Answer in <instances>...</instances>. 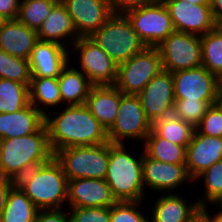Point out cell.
Segmentation results:
<instances>
[{"label":"cell","instance_id":"cell-1","mask_svg":"<svg viewBox=\"0 0 222 222\" xmlns=\"http://www.w3.org/2000/svg\"><path fill=\"white\" fill-rule=\"evenodd\" d=\"M53 117L45 115L49 145L56 150L73 146H95L107 143V130L84 105L65 106Z\"/></svg>","mask_w":222,"mask_h":222},{"label":"cell","instance_id":"cell-2","mask_svg":"<svg viewBox=\"0 0 222 222\" xmlns=\"http://www.w3.org/2000/svg\"><path fill=\"white\" fill-rule=\"evenodd\" d=\"M54 153L45 124L35 133L0 140V176L17 181L34 167L48 162Z\"/></svg>","mask_w":222,"mask_h":222},{"label":"cell","instance_id":"cell-3","mask_svg":"<svg viewBox=\"0 0 222 222\" xmlns=\"http://www.w3.org/2000/svg\"><path fill=\"white\" fill-rule=\"evenodd\" d=\"M15 183L39 210L60 209L67 205L68 179L54 156L28 171Z\"/></svg>","mask_w":222,"mask_h":222},{"label":"cell","instance_id":"cell-4","mask_svg":"<svg viewBox=\"0 0 222 222\" xmlns=\"http://www.w3.org/2000/svg\"><path fill=\"white\" fill-rule=\"evenodd\" d=\"M126 144L109 142V160L105 181L117 202L143 201L146 197L143 183V152L134 155ZM136 156V157H135Z\"/></svg>","mask_w":222,"mask_h":222},{"label":"cell","instance_id":"cell-5","mask_svg":"<svg viewBox=\"0 0 222 222\" xmlns=\"http://www.w3.org/2000/svg\"><path fill=\"white\" fill-rule=\"evenodd\" d=\"M89 38L118 66L146 47L125 14L114 13Z\"/></svg>","mask_w":222,"mask_h":222},{"label":"cell","instance_id":"cell-6","mask_svg":"<svg viewBox=\"0 0 222 222\" xmlns=\"http://www.w3.org/2000/svg\"><path fill=\"white\" fill-rule=\"evenodd\" d=\"M68 180L77 178L105 179L109 142L95 146H73L54 152Z\"/></svg>","mask_w":222,"mask_h":222},{"label":"cell","instance_id":"cell-7","mask_svg":"<svg viewBox=\"0 0 222 222\" xmlns=\"http://www.w3.org/2000/svg\"><path fill=\"white\" fill-rule=\"evenodd\" d=\"M151 126L139 96L121 92L118 114L113 125L107 130L108 141L113 144H125L128 139L145 142L151 132Z\"/></svg>","mask_w":222,"mask_h":222},{"label":"cell","instance_id":"cell-8","mask_svg":"<svg viewBox=\"0 0 222 222\" xmlns=\"http://www.w3.org/2000/svg\"><path fill=\"white\" fill-rule=\"evenodd\" d=\"M161 70L163 68L158 48L145 47L118 66L114 85L123 94L138 95Z\"/></svg>","mask_w":222,"mask_h":222},{"label":"cell","instance_id":"cell-9","mask_svg":"<svg viewBox=\"0 0 222 222\" xmlns=\"http://www.w3.org/2000/svg\"><path fill=\"white\" fill-rule=\"evenodd\" d=\"M125 15L146 47L159 46L175 31L170 12L163 0L130 10Z\"/></svg>","mask_w":222,"mask_h":222},{"label":"cell","instance_id":"cell-10","mask_svg":"<svg viewBox=\"0 0 222 222\" xmlns=\"http://www.w3.org/2000/svg\"><path fill=\"white\" fill-rule=\"evenodd\" d=\"M157 48L163 70L174 73L202 65L199 35L174 31Z\"/></svg>","mask_w":222,"mask_h":222},{"label":"cell","instance_id":"cell-11","mask_svg":"<svg viewBox=\"0 0 222 222\" xmlns=\"http://www.w3.org/2000/svg\"><path fill=\"white\" fill-rule=\"evenodd\" d=\"M71 48L79 55L78 69L94 86L115 84L118 65L91 38L79 37Z\"/></svg>","mask_w":222,"mask_h":222},{"label":"cell","instance_id":"cell-12","mask_svg":"<svg viewBox=\"0 0 222 222\" xmlns=\"http://www.w3.org/2000/svg\"><path fill=\"white\" fill-rule=\"evenodd\" d=\"M175 99L217 101L222 81L203 65L172 73Z\"/></svg>","mask_w":222,"mask_h":222},{"label":"cell","instance_id":"cell-13","mask_svg":"<svg viewBox=\"0 0 222 222\" xmlns=\"http://www.w3.org/2000/svg\"><path fill=\"white\" fill-rule=\"evenodd\" d=\"M147 119L153 123L172 115L175 106L172 73L161 70L138 94Z\"/></svg>","mask_w":222,"mask_h":222},{"label":"cell","instance_id":"cell-14","mask_svg":"<svg viewBox=\"0 0 222 222\" xmlns=\"http://www.w3.org/2000/svg\"><path fill=\"white\" fill-rule=\"evenodd\" d=\"M163 2L170 12L175 31L201 36L218 26L209 4H192L182 0Z\"/></svg>","mask_w":222,"mask_h":222},{"label":"cell","instance_id":"cell-15","mask_svg":"<svg viewBox=\"0 0 222 222\" xmlns=\"http://www.w3.org/2000/svg\"><path fill=\"white\" fill-rule=\"evenodd\" d=\"M143 183L145 189L155 192L172 193L185 182H194L186 164H171L150 158L143 149ZM147 186V187H146Z\"/></svg>","mask_w":222,"mask_h":222},{"label":"cell","instance_id":"cell-16","mask_svg":"<svg viewBox=\"0 0 222 222\" xmlns=\"http://www.w3.org/2000/svg\"><path fill=\"white\" fill-rule=\"evenodd\" d=\"M79 37H90L114 14L108 0H61Z\"/></svg>","mask_w":222,"mask_h":222},{"label":"cell","instance_id":"cell-17","mask_svg":"<svg viewBox=\"0 0 222 222\" xmlns=\"http://www.w3.org/2000/svg\"><path fill=\"white\" fill-rule=\"evenodd\" d=\"M116 202L105 179L68 180L67 206L69 207H111Z\"/></svg>","mask_w":222,"mask_h":222},{"label":"cell","instance_id":"cell-18","mask_svg":"<svg viewBox=\"0 0 222 222\" xmlns=\"http://www.w3.org/2000/svg\"><path fill=\"white\" fill-rule=\"evenodd\" d=\"M222 160V137L201 134L196 128L186 148V167L190 177H196Z\"/></svg>","mask_w":222,"mask_h":222},{"label":"cell","instance_id":"cell-19","mask_svg":"<svg viewBox=\"0 0 222 222\" xmlns=\"http://www.w3.org/2000/svg\"><path fill=\"white\" fill-rule=\"evenodd\" d=\"M68 50L56 42L39 40L29 58L32 77H58L71 60Z\"/></svg>","mask_w":222,"mask_h":222},{"label":"cell","instance_id":"cell-20","mask_svg":"<svg viewBox=\"0 0 222 222\" xmlns=\"http://www.w3.org/2000/svg\"><path fill=\"white\" fill-rule=\"evenodd\" d=\"M154 199L149 222H192L200 213L198 201L188 203L180 193H163Z\"/></svg>","mask_w":222,"mask_h":222},{"label":"cell","instance_id":"cell-21","mask_svg":"<svg viewBox=\"0 0 222 222\" xmlns=\"http://www.w3.org/2000/svg\"><path fill=\"white\" fill-rule=\"evenodd\" d=\"M38 41L37 31L17 19L0 23V49L12 56L29 60Z\"/></svg>","mask_w":222,"mask_h":222},{"label":"cell","instance_id":"cell-22","mask_svg":"<svg viewBox=\"0 0 222 222\" xmlns=\"http://www.w3.org/2000/svg\"><path fill=\"white\" fill-rule=\"evenodd\" d=\"M37 34L40 41L56 42L64 47L68 44V47H71L79 38L73 21L61 0L53 7Z\"/></svg>","mask_w":222,"mask_h":222},{"label":"cell","instance_id":"cell-23","mask_svg":"<svg viewBox=\"0 0 222 222\" xmlns=\"http://www.w3.org/2000/svg\"><path fill=\"white\" fill-rule=\"evenodd\" d=\"M44 124L45 115L31 103L17 112L0 113V140L35 133Z\"/></svg>","mask_w":222,"mask_h":222},{"label":"cell","instance_id":"cell-24","mask_svg":"<svg viewBox=\"0 0 222 222\" xmlns=\"http://www.w3.org/2000/svg\"><path fill=\"white\" fill-rule=\"evenodd\" d=\"M121 101V91L115 85L93 86L85 105L108 130L114 123Z\"/></svg>","mask_w":222,"mask_h":222},{"label":"cell","instance_id":"cell-25","mask_svg":"<svg viewBox=\"0 0 222 222\" xmlns=\"http://www.w3.org/2000/svg\"><path fill=\"white\" fill-rule=\"evenodd\" d=\"M62 106L84 105L90 90L94 86L78 68L70 62L58 76Z\"/></svg>","mask_w":222,"mask_h":222},{"label":"cell","instance_id":"cell-26","mask_svg":"<svg viewBox=\"0 0 222 222\" xmlns=\"http://www.w3.org/2000/svg\"><path fill=\"white\" fill-rule=\"evenodd\" d=\"M29 103L43 115L48 109L62 106L58 77H31Z\"/></svg>","mask_w":222,"mask_h":222},{"label":"cell","instance_id":"cell-27","mask_svg":"<svg viewBox=\"0 0 222 222\" xmlns=\"http://www.w3.org/2000/svg\"><path fill=\"white\" fill-rule=\"evenodd\" d=\"M39 209L15 183L9 190L0 222H35Z\"/></svg>","mask_w":222,"mask_h":222},{"label":"cell","instance_id":"cell-28","mask_svg":"<svg viewBox=\"0 0 222 222\" xmlns=\"http://www.w3.org/2000/svg\"><path fill=\"white\" fill-rule=\"evenodd\" d=\"M144 152L152 159L171 164H186V147L158 137L152 130L144 142Z\"/></svg>","mask_w":222,"mask_h":222},{"label":"cell","instance_id":"cell-29","mask_svg":"<svg viewBox=\"0 0 222 222\" xmlns=\"http://www.w3.org/2000/svg\"><path fill=\"white\" fill-rule=\"evenodd\" d=\"M151 130L161 138L187 148L195 128L174 114L158 119L152 123Z\"/></svg>","mask_w":222,"mask_h":222},{"label":"cell","instance_id":"cell-30","mask_svg":"<svg viewBox=\"0 0 222 222\" xmlns=\"http://www.w3.org/2000/svg\"><path fill=\"white\" fill-rule=\"evenodd\" d=\"M202 65L222 81V27L200 36Z\"/></svg>","mask_w":222,"mask_h":222},{"label":"cell","instance_id":"cell-31","mask_svg":"<svg viewBox=\"0 0 222 222\" xmlns=\"http://www.w3.org/2000/svg\"><path fill=\"white\" fill-rule=\"evenodd\" d=\"M29 104V85L0 78V113L17 112Z\"/></svg>","mask_w":222,"mask_h":222},{"label":"cell","instance_id":"cell-32","mask_svg":"<svg viewBox=\"0 0 222 222\" xmlns=\"http://www.w3.org/2000/svg\"><path fill=\"white\" fill-rule=\"evenodd\" d=\"M60 0H20L17 20L38 31Z\"/></svg>","mask_w":222,"mask_h":222},{"label":"cell","instance_id":"cell-33","mask_svg":"<svg viewBox=\"0 0 222 222\" xmlns=\"http://www.w3.org/2000/svg\"><path fill=\"white\" fill-rule=\"evenodd\" d=\"M200 178H202L205 188L202 191L204 195H202L201 199L197 200L199 206L203 208L208 204H214L222 195V160L211 165L199 174L194 181L196 182Z\"/></svg>","mask_w":222,"mask_h":222},{"label":"cell","instance_id":"cell-34","mask_svg":"<svg viewBox=\"0 0 222 222\" xmlns=\"http://www.w3.org/2000/svg\"><path fill=\"white\" fill-rule=\"evenodd\" d=\"M31 69L28 59L12 56L0 49V78L30 85Z\"/></svg>","mask_w":222,"mask_h":222},{"label":"cell","instance_id":"cell-35","mask_svg":"<svg viewBox=\"0 0 222 222\" xmlns=\"http://www.w3.org/2000/svg\"><path fill=\"white\" fill-rule=\"evenodd\" d=\"M215 103L217 101L175 99L173 114L196 128L206 114L209 106Z\"/></svg>","mask_w":222,"mask_h":222},{"label":"cell","instance_id":"cell-36","mask_svg":"<svg viewBox=\"0 0 222 222\" xmlns=\"http://www.w3.org/2000/svg\"><path fill=\"white\" fill-rule=\"evenodd\" d=\"M143 201L116 202L110 207V222H149L140 210Z\"/></svg>","mask_w":222,"mask_h":222},{"label":"cell","instance_id":"cell-37","mask_svg":"<svg viewBox=\"0 0 222 222\" xmlns=\"http://www.w3.org/2000/svg\"><path fill=\"white\" fill-rule=\"evenodd\" d=\"M70 222H110V207H68Z\"/></svg>","mask_w":222,"mask_h":222},{"label":"cell","instance_id":"cell-38","mask_svg":"<svg viewBox=\"0 0 222 222\" xmlns=\"http://www.w3.org/2000/svg\"><path fill=\"white\" fill-rule=\"evenodd\" d=\"M196 129L207 136L222 137V107L218 102L209 106Z\"/></svg>","mask_w":222,"mask_h":222},{"label":"cell","instance_id":"cell-39","mask_svg":"<svg viewBox=\"0 0 222 222\" xmlns=\"http://www.w3.org/2000/svg\"><path fill=\"white\" fill-rule=\"evenodd\" d=\"M159 0H108L113 13L126 14L128 11L142 8Z\"/></svg>","mask_w":222,"mask_h":222},{"label":"cell","instance_id":"cell-40","mask_svg":"<svg viewBox=\"0 0 222 222\" xmlns=\"http://www.w3.org/2000/svg\"><path fill=\"white\" fill-rule=\"evenodd\" d=\"M35 222H70L69 212L60 209H41L38 211Z\"/></svg>","mask_w":222,"mask_h":222},{"label":"cell","instance_id":"cell-41","mask_svg":"<svg viewBox=\"0 0 222 222\" xmlns=\"http://www.w3.org/2000/svg\"><path fill=\"white\" fill-rule=\"evenodd\" d=\"M20 0H0V18L14 20L19 13Z\"/></svg>","mask_w":222,"mask_h":222},{"label":"cell","instance_id":"cell-42","mask_svg":"<svg viewBox=\"0 0 222 222\" xmlns=\"http://www.w3.org/2000/svg\"><path fill=\"white\" fill-rule=\"evenodd\" d=\"M14 184H15V181L8 178H3L2 176H0V219H1V216L3 215L5 205L7 203L9 190Z\"/></svg>","mask_w":222,"mask_h":222},{"label":"cell","instance_id":"cell-43","mask_svg":"<svg viewBox=\"0 0 222 222\" xmlns=\"http://www.w3.org/2000/svg\"><path fill=\"white\" fill-rule=\"evenodd\" d=\"M210 7L218 25L222 23V0H210Z\"/></svg>","mask_w":222,"mask_h":222},{"label":"cell","instance_id":"cell-44","mask_svg":"<svg viewBox=\"0 0 222 222\" xmlns=\"http://www.w3.org/2000/svg\"><path fill=\"white\" fill-rule=\"evenodd\" d=\"M208 206H205L203 208H201V213L210 221V222H222V208L218 209L220 210L219 212L217 211V213H215V211H211L214 212V215H210V213L208 212Z\"/></svg>","mask_w":222,"mask_h":222},{"label":"cell","instance_id":"cell-45","mask_svg":"<svg viewBox=\"0 0 222 222\" xmlns=\"http://www.w3.org/2000/svg\"><path fill=\"white\" fill-rule=\"evenodd\" d=\"M192 4H210V0H182Z\"/></svg>","mask_w":222,"mask_h":222},{"label":"cell","instance_id":"cell-46","mask_svg":"<svg viewBox=\"0 0 222 222\" xmlns=\"http://www.w3.org/2000/svg\"><path fill=\"white\" fill-rule=\"evenodd\" d=\"M192 222H210L202 213H200Z\"/></svg>","mask_w":222,"mask_h":222},{"label":"cell","instance_id":"cell-47","mask_svg":"<svg viewBox=\"0 0 222 222\" xmlns=\"http://www.w3.org/2000/svg\"><path fill=\"white\" fill-rule=\"evenodd\" d=\"M218 104L222 107V84L219 88V92H218V99H217Z\"/></svg>","mask_w":222,"mask_h":222},{"label":"cell","instance_id":"cell-48","mask_svg":"<svg viewBox=\"0 0 222 222\" xmlns=\"http://www.w3.org/2000/svg\"><path fill=\"white\" fill-rule=\"evenodd\" d=\"M218 205V208H222V195L218 198V200L212 205Z\"/></svg>","mask_w":222,"mask_h":222}]
</instances>
